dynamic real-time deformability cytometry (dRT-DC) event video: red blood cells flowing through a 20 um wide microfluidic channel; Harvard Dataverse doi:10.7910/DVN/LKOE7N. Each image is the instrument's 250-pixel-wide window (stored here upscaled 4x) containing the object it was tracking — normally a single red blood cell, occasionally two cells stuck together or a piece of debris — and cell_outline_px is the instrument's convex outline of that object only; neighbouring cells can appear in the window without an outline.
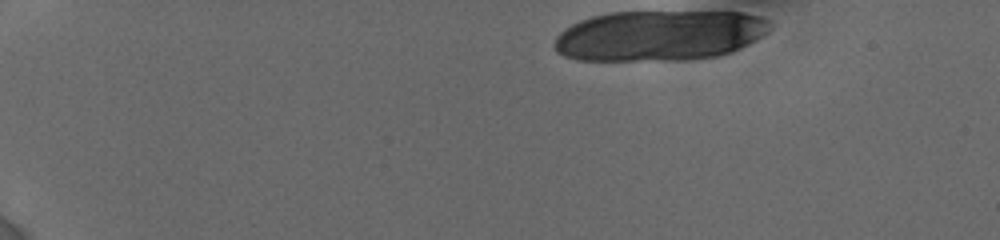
{"species": "human", "species_latin": "Homo sapiens", "temperature_condition": "cold", "stored_images_in_passage": 9, "camera_frame_rate_fps": 3000, "um_per_image_px": 0.085, "donor": {"sex": "female"}, "frame": {"image": 1, "passage_image": 1, "time_ms": 0.0, "image_size_px": [1000, 240], "cell_outline_px": [[772, 28], [768, 32], [756, 40], [740, 48], [716, 56], [684, 60], [576, 60], [564, 56], [556, 52], [556, 36], [560, 32], [572, 24], [580, 20], [592, 16], [608, 12], [744, 12], [760, 16], [768, 20], [772, 24]], "centroid_in_image_um": [56.06, 3.01], "position_along_channel_um": 28.9, "area_um2": 63.52}}